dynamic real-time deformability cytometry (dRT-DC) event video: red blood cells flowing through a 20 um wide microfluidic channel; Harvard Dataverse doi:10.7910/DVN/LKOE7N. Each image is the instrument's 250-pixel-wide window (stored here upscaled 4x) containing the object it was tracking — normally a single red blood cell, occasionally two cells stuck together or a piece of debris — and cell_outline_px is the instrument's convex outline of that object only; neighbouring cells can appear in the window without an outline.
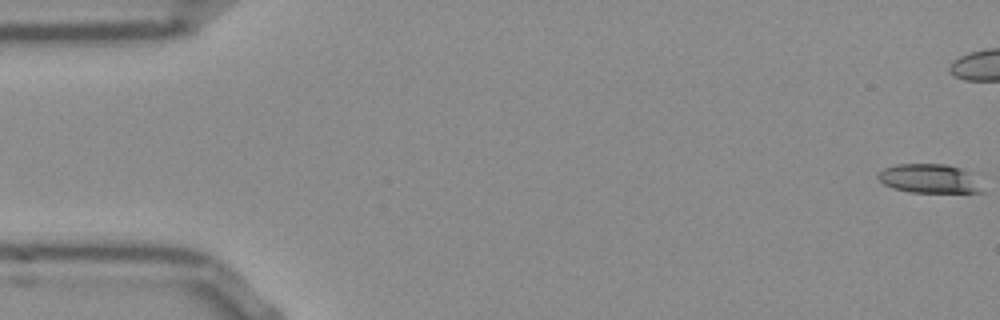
{"species": "Egyptian fruit bat (a non-hibernating species)", "species_latin": "Rousettus aegyptiacus", "temperature_condition": "room temperature", "stored_images_in_passage": 54, "camera_frame_rate_fps": 3000, "um_per_image_px": 0.085, "frame": {"image": 1, "passage_image": 1, "time_ms": 0.0, "image_size_px": [1000, 320], "cell_outline_px": [[980, 192], [912, 192], [892, 188], [884, 184], [876, 176], [884, 168], [896, 164], [944, 164], [960, 168], [964, 172]], "centroid_in_image_um": [78.77, 15.17], "position_along_channel_um": 6.2, "area_um2": 16.59}}
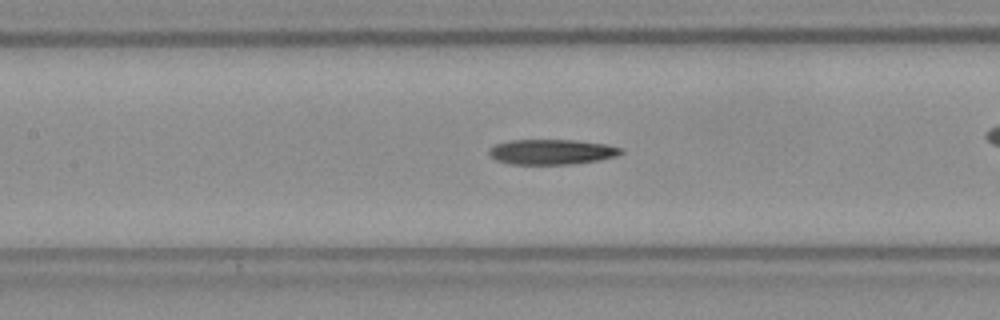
{"frame": {"image": 2, "passage_image": 24, "time_ms": 7.667, "image_size_px": [1000, 320], "cell_outline_px": [[624, 152], [616, 156], [596, 160], [572, 164], [512, 164], [496, 160], [488, 152], [496, 144], [508, 140], [572, 140], [604, 144], [620, 148]], "centroid_in_image_um": [46.87, 12.91], "position_along_channel_um": 160.5, "area_um2": 19.02}}
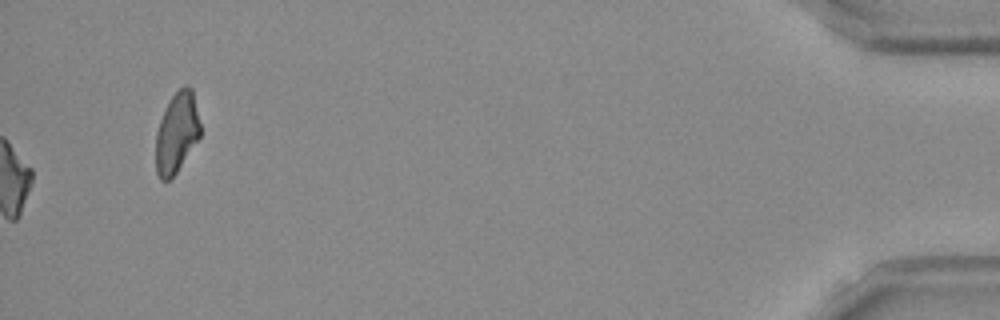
{"frame": {"image": 3, "passage_image": 54, "time_ms": 17.667, "image_size_px": [1000, 320], "cell_outline_px": [[200, 136], [176, 172], [168, 180], [160, 180], [156, 172], [156, 132], [160, 120], [172, 96], [184, 84], [188, 84], [192, 88], [200, 124]], "centroid_in_image_um": [15.02, 11.26], "position_along_channel_um": 420.2, "area_um2": 20.52}}